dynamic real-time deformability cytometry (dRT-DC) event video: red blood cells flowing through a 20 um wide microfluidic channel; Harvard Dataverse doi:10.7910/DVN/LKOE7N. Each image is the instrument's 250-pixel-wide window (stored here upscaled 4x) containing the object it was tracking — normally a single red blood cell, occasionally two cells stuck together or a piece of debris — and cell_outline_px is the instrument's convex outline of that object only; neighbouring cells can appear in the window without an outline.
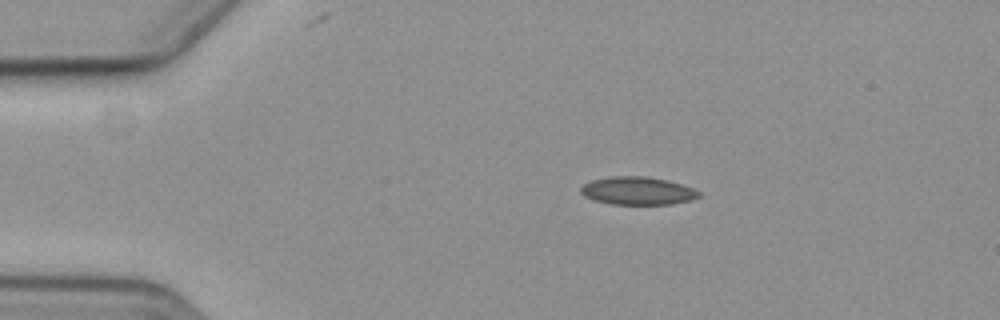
{"species": "common noctule bat (a hibernating species)", "species_latin": "Nyctalus noctula", "temperature_condition": "cold", "stored_images_in_passage": 2, "camera_frame_rate_fps": 3000, "um_per_image_px": 0.085, "animal": {"sex": "female", "body_mass_g": 19.3, "forearm_length_mm": 54.1}, "frame": {"image": 1, "passage_image": 2, "time_ms": 1.333, "image_size_px": [1000, 320], "cell_outline_px": [[700, 196], [692, 200], [672, 204], [612, 204], [596, 200], [584, 196], [580, 192], [580, 188], [584, 184], [592, 180], [608, 176], [648, 176], [668, 180], [684, 184], [700, 192]], "centroid_in_image_um": [54.22, 16.21], "position_along_channel_um": 30.8, "area_um2": 19.36}}